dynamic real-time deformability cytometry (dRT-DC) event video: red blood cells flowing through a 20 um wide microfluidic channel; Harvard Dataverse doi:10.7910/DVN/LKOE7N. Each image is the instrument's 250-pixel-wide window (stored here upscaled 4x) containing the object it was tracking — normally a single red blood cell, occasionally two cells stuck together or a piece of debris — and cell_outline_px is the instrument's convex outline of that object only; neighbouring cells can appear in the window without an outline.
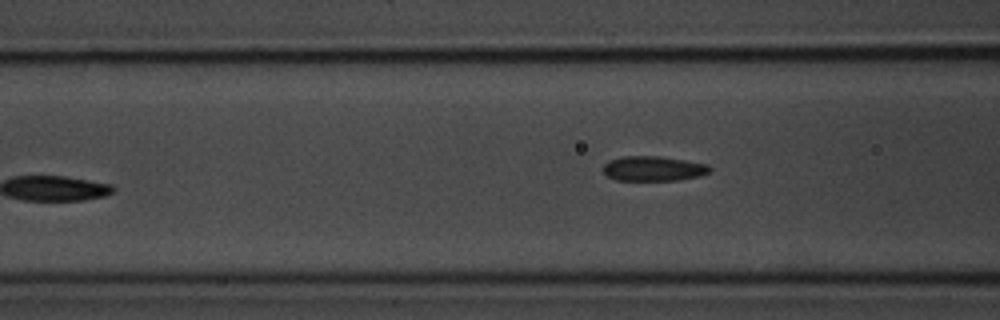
{"species": "common noctule bat (a hibernating species)", "species_latin": "Nyctalus noctula", "temperature_condition": "room temperature", "stored_images_in_passage": 8, "camera_frame_rate_fps": 3000, "um_per_image_px": 0.085, "animal": {"sex": "male", "body_mass_g": 20.1, "forearm_length_mm": 53.5}, "frame": {"image": 1, "passage_image": 8, "time_ms": 8.0, "image_size_px": [1000, 320], "cell_outline_px": [[712, 168], [708, 172], [700, 176], [680, 180], [616, 180], [608, 176], [604, 172], [604, 164], [608, 160], [620, 156], [660, 156], [708, 164]], "centroid_in_image_um": [55.53, 14.32], "position_along_channel_um": 111.1, "area_um2": 15.49}}